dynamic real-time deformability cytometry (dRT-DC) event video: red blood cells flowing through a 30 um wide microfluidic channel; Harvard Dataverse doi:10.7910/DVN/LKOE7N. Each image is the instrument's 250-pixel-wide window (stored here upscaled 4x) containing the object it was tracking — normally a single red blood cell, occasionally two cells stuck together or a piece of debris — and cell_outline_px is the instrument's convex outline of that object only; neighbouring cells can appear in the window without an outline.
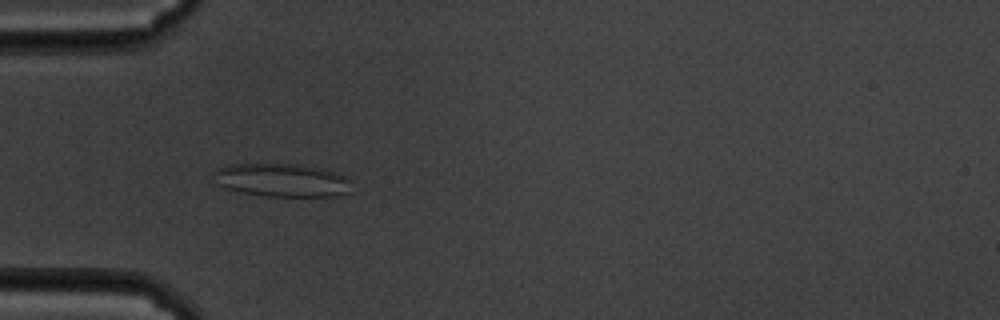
{"species": "common noctule bat (a hibernating species)", "species_latin": "Nyctalus noctula", "temperature_condition": "cold", "stored_images_in_passage": 7, "camera_frame_rate_fps": 3000, "um_per_image_px": 0.085, "animal": {"sex": "male", "body_mass_g": 19.5, "forearm_length_mm": 54.6}, "frame": {"image": 1, "passage_image": 4, "time_ms": 1.0, "image_size_px": [1000, 320], "cell_outline_px": [[348, 192], [336, 196], [264, 196], [240, 192], [216, 184], [212, 172], [228, 164], [296, 164], [320, 168], [344, 176], [348, 180]], "centroid_in_image_um": [23.88, 15.31], "position_along_channel_um": 61.1, "area_um2": 26.41}}